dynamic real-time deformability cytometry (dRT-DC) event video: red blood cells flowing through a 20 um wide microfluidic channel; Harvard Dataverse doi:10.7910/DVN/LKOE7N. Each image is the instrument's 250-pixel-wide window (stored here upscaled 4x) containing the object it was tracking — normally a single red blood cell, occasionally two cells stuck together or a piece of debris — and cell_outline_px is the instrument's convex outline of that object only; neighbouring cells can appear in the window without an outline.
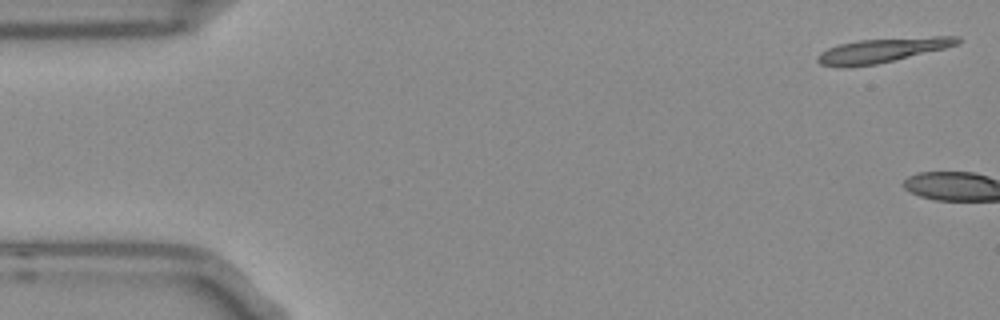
{"species": "Egyptian fruit bat (a non-hibernating species)", "species_latin": "Rousettus aegyptiacus", "temperature_condition": "room temperature", "stored_images_in_passage": 3, "camera_frame_rate_fps": 3000, "um_per_image_px": 0.085, "frame": {"image": 1, "passage_image": 1, "time_ms": 0.0, "image_size_px": [1000, 320], "cell_outline_px": [[964, 40], [956, 44], [944, 48], [876, 64], [848, 68], [840, 68], [820, 64], [816, 60], [816, 56], [820, 52], [828, 48], [840, 44], [856, 40], [932, 36], [960, 36]], "centroid_in_image_um": [74.94, 4.28], "position_along_channel_um": 10.1, "area_um2": 20.0}}